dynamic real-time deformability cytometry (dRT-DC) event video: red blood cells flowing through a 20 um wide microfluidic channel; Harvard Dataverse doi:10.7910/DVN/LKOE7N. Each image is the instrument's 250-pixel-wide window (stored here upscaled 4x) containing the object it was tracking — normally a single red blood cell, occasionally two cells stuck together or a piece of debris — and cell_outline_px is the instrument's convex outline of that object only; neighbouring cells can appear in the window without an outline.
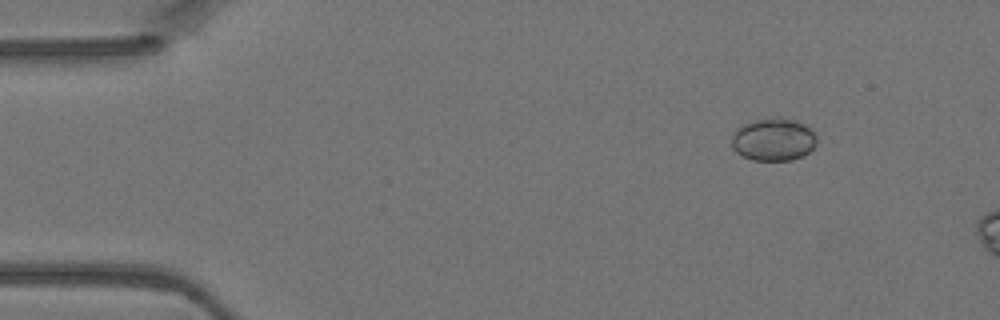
{"species": "Egyptian fruit bat (a non-hibernating species)", "species_latin": "Rousettus aegyptiacus", "temperature_condition": "warm", "stored_images_in_passage": 4, "camera_frame_rate_fps": 3000, "um_per_image_px": 0.085, "animal": {"sex": "female"}, "frame": {"image": 1, "passage_image": 2, "time_ms": 0.333, "image_size_px": [1000, 320], "cell_outline_px": [[816, 144], [804, 156], [792, 160], [752, 160], [736, 152], [732, 148], [732, 136], [736, 128], [744, 124], [756, 120], [796, 120], [804, 124], [816, 136]], "centroid_in_image_um": [65.73, 11.9], "position_along_channel_um": 19.3, "area_um2": 20.63}}